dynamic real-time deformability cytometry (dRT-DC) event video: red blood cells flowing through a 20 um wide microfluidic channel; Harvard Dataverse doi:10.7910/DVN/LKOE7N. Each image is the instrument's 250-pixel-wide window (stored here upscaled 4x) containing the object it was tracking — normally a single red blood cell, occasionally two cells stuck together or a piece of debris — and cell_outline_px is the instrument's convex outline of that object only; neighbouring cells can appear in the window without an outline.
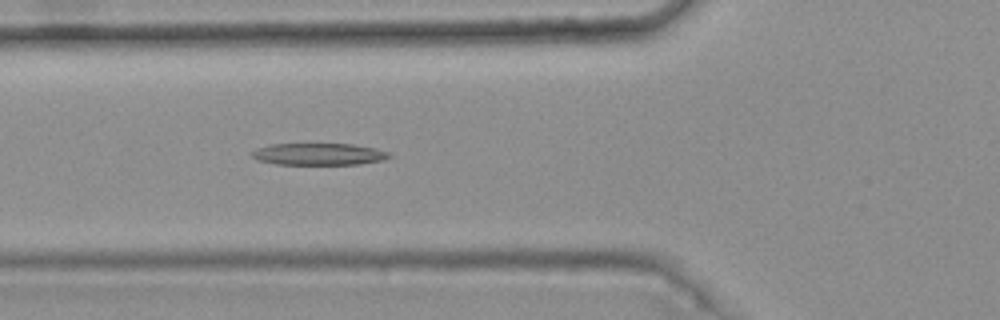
{"species": "common noctule bat (a hibernating species)", "species_latin": "Nyctalus noctula", "temperature_condition": "warm", "stored_images_in_passage": 6, "camera_frame_rate_fps": 3000, "um_per_image_px": 0.085, "animal": {"sex": "female", "body_mass_g": 25.1}, "frame": {"image": 1, "passage_image": 6, "time_ms": 1.667, "image_size_px": [1000, 320], "cell_outline_px": [[392, 156], [384, 160], [360, 164], [276, 164], [256, 160], [248, 152], [256, 148], [272, 144], [352, 144], [376, 148], [388, 152]], "centroid_in_image_um": [27.07, 13.1], "position_along_channel_um": 98.7, "area_um2": 17.63}}